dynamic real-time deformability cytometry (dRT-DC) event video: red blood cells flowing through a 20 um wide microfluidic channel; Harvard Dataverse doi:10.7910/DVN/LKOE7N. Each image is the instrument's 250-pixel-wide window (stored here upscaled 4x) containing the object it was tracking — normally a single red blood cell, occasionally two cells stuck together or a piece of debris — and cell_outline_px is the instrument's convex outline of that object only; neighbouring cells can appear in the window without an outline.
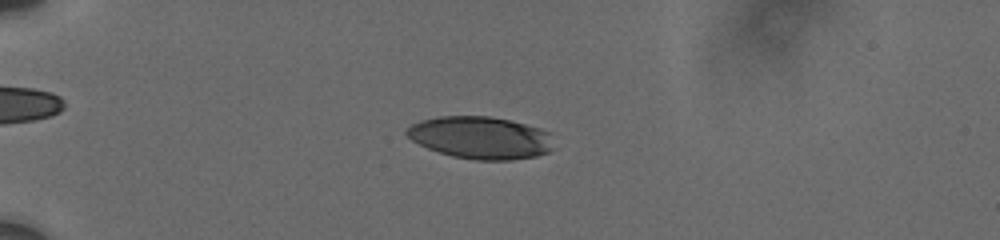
{"species": "human", "species_latin": "Homo sapiens", "temperature_condition": "cold", "stored_images_in_passage": 8, "camera_frame_rate_fps": 3000, "um_per_image_px": 0.085, "donor": {"sex": "male"}, "frame": {"image": 1, "passage_image": 5, "time_ms": 3.667, "image_size_px": [1000, 240], "cell_outline_px": [[552, 148], [548, 152], [536, 156], [512, 160], [476, 160], [452, 156], [428, 148], [412, 140], [404, 132], [412, 124], [420, 120], [440, 116], [488, 116], [508, 120], [540, 128], [548, 132]], "centroid_in_image_um": [40.82, 11.7], "position_along_channel_um": 44.2, "area_um2": 35.95}}
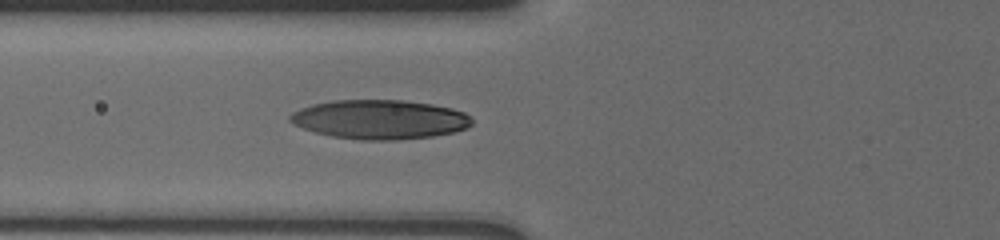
{"frame": {"image": 2, "passage_image": 8, "time_ms": 6.333, "image_size_px": [1000, 240], "cell_outline_px": [[472, 124], [468, 128], [456, 132], [432, 136], [396, 140], [360, 140], [332, 136], [316, 132], [292, 124], [288, 120], [288, 116], [292, 112], [300, 108], [312, 104], [332, 100], [400, 100], [432, 104], [452, 108], [464, 112], [472, 120]], "centroid_in_image_um": [32.27, 10.15], "position_along_channel_um": 93.5, "area_um2": 41.73}}